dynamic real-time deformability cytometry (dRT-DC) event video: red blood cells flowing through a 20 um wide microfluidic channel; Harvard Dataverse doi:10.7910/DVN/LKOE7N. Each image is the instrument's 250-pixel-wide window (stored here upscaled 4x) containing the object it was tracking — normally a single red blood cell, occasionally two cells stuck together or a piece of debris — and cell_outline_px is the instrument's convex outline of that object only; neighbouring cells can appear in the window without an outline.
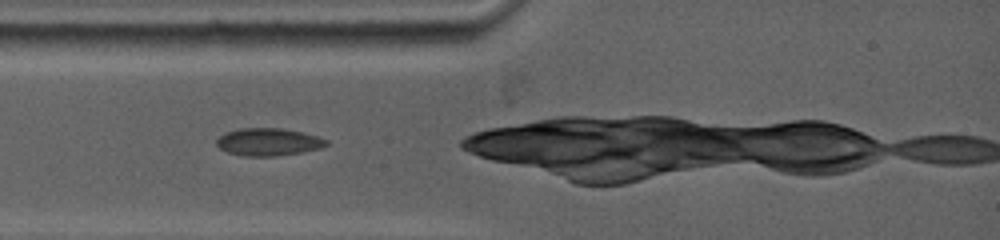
{"species": "common noctule bat (a hibernating species)", "species_latin": "Nyctalus noctula", "temperature_condition": "warm", "stored_images_in_passage": 10, "camera_frame_rate_fps": 5000, "um_per_image_px": 0.085, "animal": {"sex": "female", "body_mass_g": 19.0, "forearm_length_mm": 53.3}, "frame": {"image": 1, "passage_image": 1, "time_ms": 0.0, "image_size_px": [1000, 240], "cell_outline_px": [[328, 144], [320, 148], [300, 152], [276, 156], [244, 156], [228, 152], [220, 148], [216, 144], [216, 140], [224, 132], [240, 128], [280, 128], [300, 132], [316, 136], [328, 140]], "centroid_in_image_um": [22.77, 12.06], "position_along_channel_um": 62.2, "area_um2": 17.46}}